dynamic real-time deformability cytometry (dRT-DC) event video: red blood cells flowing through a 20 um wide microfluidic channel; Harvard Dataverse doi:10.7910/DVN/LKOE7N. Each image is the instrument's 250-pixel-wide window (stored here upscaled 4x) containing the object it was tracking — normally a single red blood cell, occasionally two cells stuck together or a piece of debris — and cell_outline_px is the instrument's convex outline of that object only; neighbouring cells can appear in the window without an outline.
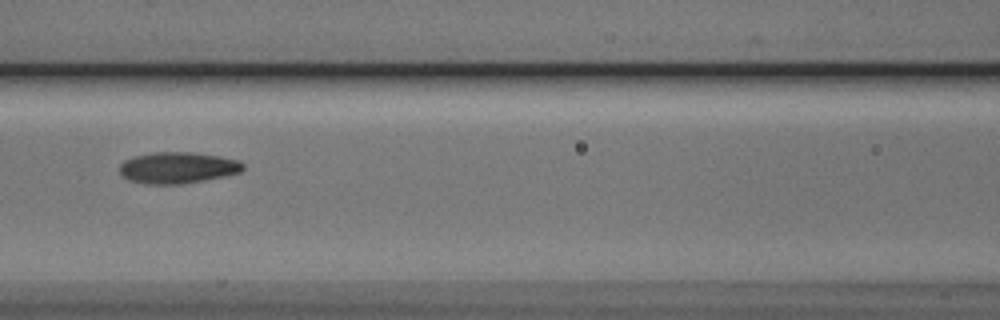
{"species": "Egyptian fruit bat (a non-hibernating species)", "species_latin": "Rousettus aegyptiacus", "temperature_condition": "cold", "stored_images_in_passage": 6, "camera_frame_rate_fps": 3000, "um_per_image_px": 0.085, "animal": {"sex": "male"}, "frame": {"image": 1, "passage_image": 6, "time_ms": 1.667, "image_size_px": [1000, 320], "cell_outline_px": [[244, 168], [240, 172], [224, 176], [204, 180], [180, 184], [144, 184], [128, 180], [120, 172], [120, 164], [124, 160], [136, 156], [152, 152], [192, 152], [220, 156], [240, 160], [244, 164]], "centroid_in_image_um": [15.11, 14.25], "position_along_channel_um": 151.5, "area_um2": 22.6}}